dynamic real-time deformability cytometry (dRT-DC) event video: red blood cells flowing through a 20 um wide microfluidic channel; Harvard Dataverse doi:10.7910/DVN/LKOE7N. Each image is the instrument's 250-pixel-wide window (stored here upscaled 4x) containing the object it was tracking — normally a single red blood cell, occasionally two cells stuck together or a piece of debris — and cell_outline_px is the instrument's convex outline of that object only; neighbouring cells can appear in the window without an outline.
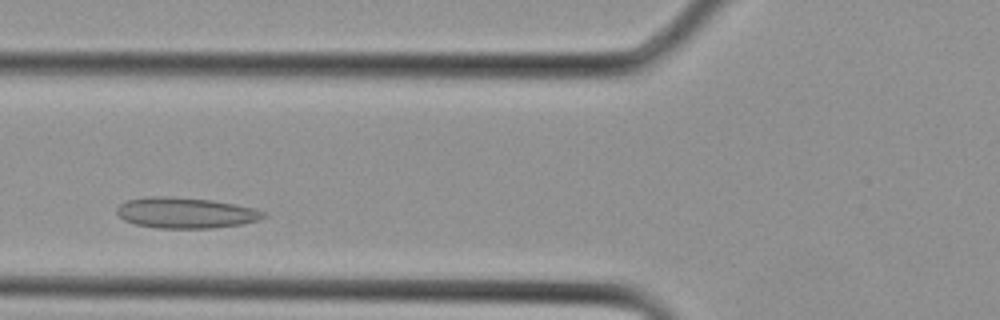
{"species": "Egyptian fruit bat (a non-hibernating species)", "species_latin": "Rousettus aegyptiacus", "temperature_condition": "cold", "stored_images_in_passage": 11, "camera_frame_rate_fps": 3000, "um_per_image_px": 0.085, "animal": {"sex": "female"}, "frame": {"image": 1, "passage_image": 4, "time_ms": 1.0, "image_size_px": [1000, 320], "cell_outline_px": [[268, 216], [260, 220], [240, 224], [212, 228], [156, 228], [136, 224], [124, 220], [116, 212], [116, 208], [120, 204], [128, 200], [148, 196], [168, 196], [212, 200], [236, 204], [252, 208], [264, 212]], "centroid_in_image_um": [15.78, 18.09], "position_along_channel_um": 110.0, "area_um2": 26.3}}
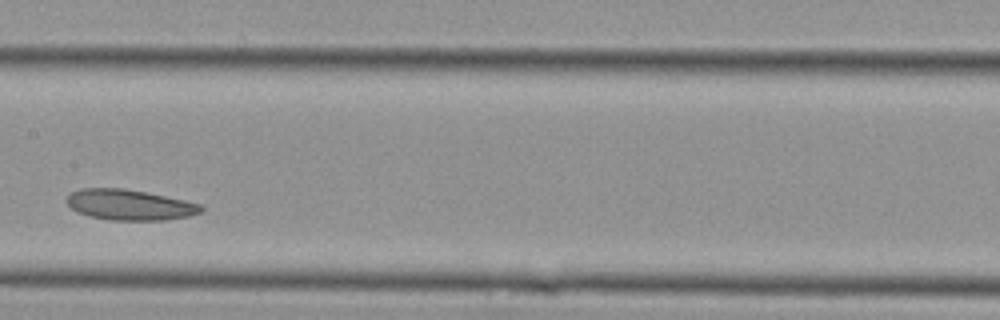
{"frame": {"image": 2, "passage_image": 8, "time_ms": 2.333, "image_size_px": [1000, 320], "cell_outline_px": [[204, 208], [200, 212], [188, 216], [164, 220], [108, 220], [88, 216], [76, 212], [64, 200], [72, 192], [80, 188], [124, 188], [184, 200], [200, 204]], "centroid_in_image_um": [10.96, 17.41], "position_along_channel_um": 196.4, "area_um2": 23.87}}
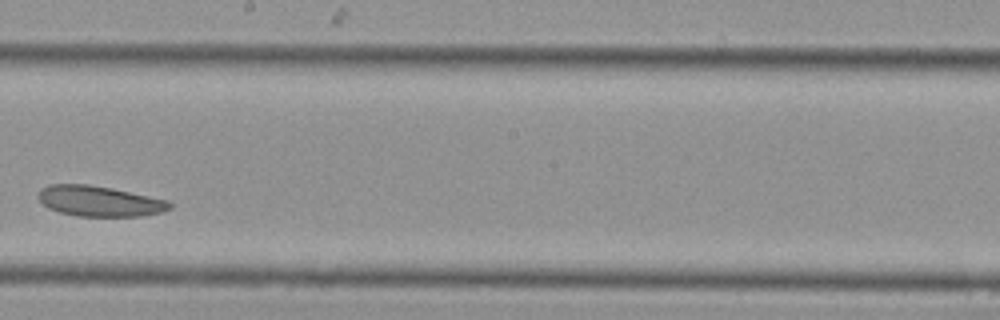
{"frame": {"image": 3, "passage_image": 10, "time_ms": 3.0, "image_size_px": [1000, 320], "cell_outline_px": [[172, 208], [160, 212], [140, 216], [76, 216], [60, 212], [48, 208], [36, 196], [36, 192], [40, 188], [48, 184], [88, 184], [112, 188], [168, 200], [172, 204]], "centroid_in_image_um": [8.41, 17.08], "position_along_channel_um": 239.8, "area_um2": 23.47}}